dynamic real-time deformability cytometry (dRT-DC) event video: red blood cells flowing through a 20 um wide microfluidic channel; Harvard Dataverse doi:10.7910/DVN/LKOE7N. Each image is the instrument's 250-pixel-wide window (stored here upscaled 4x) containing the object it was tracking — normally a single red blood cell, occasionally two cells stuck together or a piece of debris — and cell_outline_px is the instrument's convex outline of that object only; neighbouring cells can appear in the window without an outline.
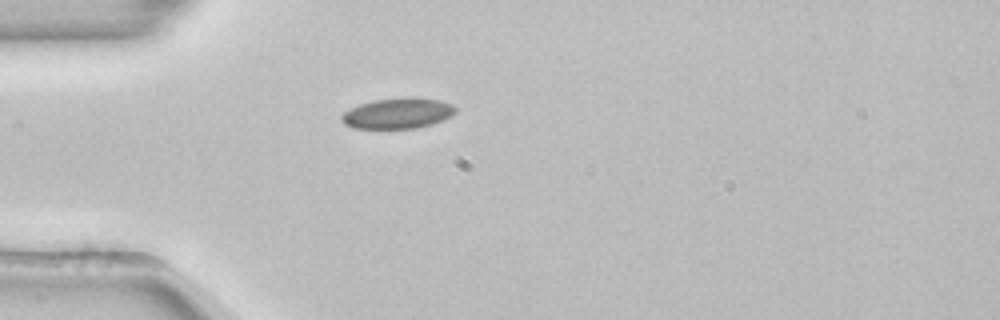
{"species": "common noctule bat (a hibernating species)", "species_latin": "Nyctalus noctula", "temperature_condition": "room temperature", "stored_images_in_passage": 39, "camera_frame_rate_fps": 3000, "um_per_image_px": 0.085, "animal": {"sex": "female", "body_mass_g": 22.7, "forearm_length_mm": 54.2}, "frame": {"image": 1, "passage_image": 1, "time_ms": 0.0, "image_size_px": [1000, 320], "cell_outline_px": [[456, 112], [452, 116], [432, 124], [416, 128], [352, 128], [344, 124], [340, 120], [340, 116], [344, 112], [360, 104], [372, 100], [440, 100], [452, 104], [456, 108]], "centroid_in_image_um": [33.78, 9.68], "position_along_channel_um": 51.2, "area_um2": 19.54}}
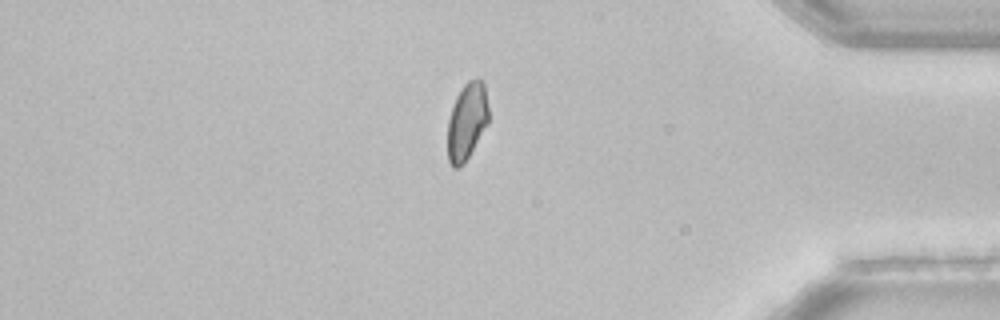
{"frame": {"image": 2, "passage_image": 31, "time_ms": 10.0, "image_size_px": [1000, 320], "cell_outline_px": [[488, 124], [464, 164], [460, 168], [452, 168], [448, 160], [448, 120], [456, 96], [460, 88], [468, 80], [480, 80], [484, 84], [488, 104]], "centroid_in_image_um": [39.68, 10.35], "position_along_channel_um": 395.5, "area_um2": 18.44}}
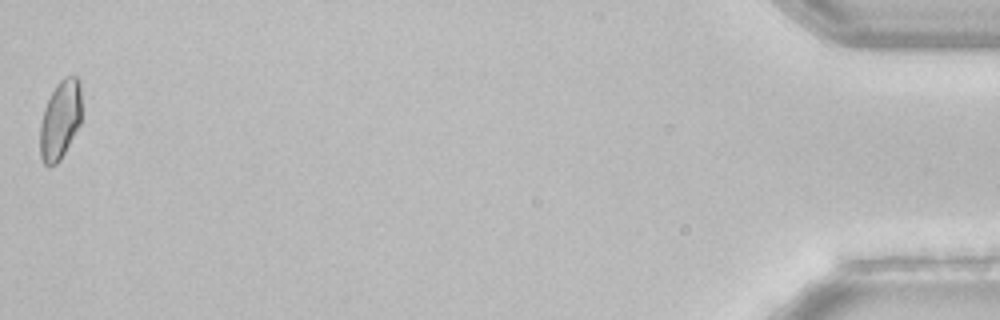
{"frame": {"image": 3, "passage_image": 39, "time_ms": 12.667, "image_size_px": [1000, 320], "cell_outline_px": [[80, 124], [60, 160], [56, 164], [44, 164], [40, 156], [40, 124], [44, 108], [56, 84], [64, 76], [76, 76], [80, 80]], "centroid_in_image_um": [5.11, 10.16], "position_along_channel_um": 430.1, "area_um2": 18.9}, "authors_computed_cell_mechanics": {"area_um2": 19.074, "velocity_mm_per_s": 3.8676, "shape_relaxation_time_tau1_ms": 4.4943, "shape_relaxation_time_tau2_ms": null, "deformation_change_tau1": 0.081, "deformation_change_tau2": null}}